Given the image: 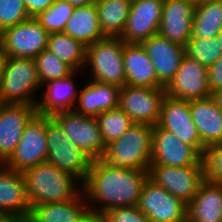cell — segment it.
Here are the masks:
<instances>
[{"label":"cell","mask_w":222,"mask_h":222,"mask_svg":"<svg viewBox=\"0 0 222 222\" xmlns=\"http://www.w3.org/2000/svg\"><path fill=\"white\" fill-rule=\"evenodd\" d=\"M148 172L115 167L103 159L93 160L85 181L81 184L86 200L102 203L90 208L97 221L106 211L116 207L137 206Z\"/></svg>","instance_id":"cell-1"},{"label":"cell","mask_w":222,"mask_h":222,"mask_svg":"<svg viewBox=\"0 0 222 222\" xmlns=\"http://www.w3.org/2000/svg\"><path fill=\"white\" fill-rule=\"evenodd\" d=\"M31 208L75 198L82 190L75 186V177L45 161L22 172ZM78 190V191H77Z\"/></svg>","instance_id":"cell-2"},{"label":"cell","mask_w":222,"mask_h":222,"mask_svg":"<svg viewBox=\"0 0 222 222\" xmlns=\"http://www.w3.org/2000/svg\"><path fill=\"white\" fill-rule=\"evenodd\" d=\"M153 126L134 123L106 146L103 160L112 166L148 172L151 164Z\"/></svg>","instance_id":"cell-3"},{"label":"cell","mask_w":222,"mask_h":222,"mask_svg":"<svg viewBox=\"0 0 222 222\" xmlns=\"http://www.w3.org/2000/svg\"><path fill=\"white\" fill-rule=\"evenodd\" d=\"M46 134V161L83 183L94 159L70 141L51 115H46Z\"/></svg>","instance_id":"cell-4"},{"label":"cell","mask_w":222,"mask_h":222,"mask_svg":"<svg viewBox=\"0 0 222 222\" xmlns=\"http://www.w3.org/2000/svg\"><path fill=\"white\" fill-rule=\"evenodd\" d=\"M40 87L34 58L6 57L0 80V95L5 104L37 106L33 94Z\"/></svg>","instance_id":"cell-5"},{"label":"cell","mask_w":222,"mask_h":222,"mask_svg":"<svg viewBox=\"0 0 222 222\" xmlns=\"http://www.w3.org/2000/svg\"><path fill=\"white\" fill-rule=\"evenodd\" d=\"M124 44L120 37H105L86 47L85 68L91 66L92 80L119 87L126 85Z\"/></svg>","instance_id":"cell-6"},{"label":"cell","mask_w":222,"mask_h":222,"mask_svg":"<svg viewBox=\"0 0 222 222\" xmlns=\"http://www.w3.org/2000/svg\"><path fill=\"white\" fill-rule=\"evenodd\" d=\"M46 115L35 113L26 123L15 152L4 163L12 170L23 172L46 161Z\"/></svg>","instance_id":"cell-7"},{"label":"cell","mask_w":222,"mask_h":222,"mask_svg":"<svg viewBox=\"0 0 222 222\" xmlns=\"http://www.w3.org/2000/svg\"><path fill=\"white\" fill-rule=\"evenodd\" d=\"M48 37L41 24L30 18L0 33V49L6 57L35 58L47 48Z\"/></svg>","instance_id":"cell-8"},{"label":"cell","mask_w":222,"mask_h":222,"mask_svg":"<svg viewBox=\"0 0 222 222\" xmlns=\"http://www.w3.org/2000/svg\"><path fill=\"white\" fill-rule=\"evenodd\" d=\"M165 96V88L124 85L120 88L118 106L133 123L155 126Z\"/></svg>","instance_id":"cell-9"},{"label":"cell","mask_w":222,"mask_h":222,"mask_svg":"<svg viewBox=\"0 0 222 222\" xmlns=\"http://www.w3.org/2000/svg\"><path fill=\"white\" fill-rule=\"evenodd\" d=\"M148 177L187 205L205 181L203 165L174 167L150 164Z\"/></svg>","instance_id":"cell-10"},{"label":"cell","mask_w":222,"mask_h":222,"mask_svg":"<svg viewBox=\"0 0 222 222\" xmlns=\"http://www.w3.org/2000/svg\"><path fill=\"white\" fill-rule=\"evenodd\" d=\"M51 117L63 128L73 144L94 160L103 158L106 147L96 117L84 116L74 110L59 111Z\"/></svg>","instance_id":"cell-11"},{"label":"cell","mask_w":222,"mask_h":222,"mask_svg":"<svg viewBox=\"0 0 222 222\" xmlns=\"http://www.w3.org/2000/svg\"><path fill=\"white\" fill-rule=\"evenodd\" d=\"M137 207L150 222H182L187 218V204L149 177L143 184Z\"/></svg>","instance_id":"cell-12"},{"label":"cell","mask_w":222,"mask_h":222,"mask_svg":"<svg viewBox=\"0 0 222 222\" xmlns=\"http://www.w3.org/2000/svg\"><path fill=\"white\" fill-rule=\"evenodd\" d=\"M157 126L172 132L179 140L191 145L202 156L205 146L192 120L190 101L166 95L161 105Z\"/></svg>","instance_id":"cell-13"},{"label":"cell","mask_w":222,"mask_h":222,"mask_svg":"<svg viewBox=\"0 0 222 222\" xmlns=\"http://www.w3.org/2000/svg\"><path fill=\"white\" fill-rule=\"evenodd\" d=\"M202 156L191 146L165 129L153 126L151 164L183 167L203 165Z\"/></svg>","instance_id":"cell-14"},{"label":"cell","mask_w":222,"mask_h":222,"mask_svg":"<svg viewBox=\"0 0 222 222\" xmlns=\"http://www.w3.org/2000/svg\"><path fill=\"white\" fill-rule=\"evenodd\" d=\"M166 95L180 100H198L213 96L208 86L207 69L185 55L173 80L165 88Z\"/></svg>","instance_id":"cell-15"},{"label":"cell","mask_w":222,"mask_h":222,"mask_svg":"<svg viewBox=\"0 0 222 222\" xmlns=\"http://www.w3.org/2000/svg\"><path fill=\"white\" fill-rule=\"evenodd\" d=\"M164 0H132L125 30L120 37L125 43L140 44L158 34Z\"/></svg>","instance_id":"cell-16"},{"label":"cell","mask_w":222,"mask_h":222,"mask_svg":"<svg viewBox=\"0 0 222 222\" xmlns=\"http://www.w3.org/2000/svg\"><path fill=\"white\" fill-rule=\"evenodd\" d=\"M140 44L155 68L159 88H166L180 67L181 60L185 56V47L169 41L159 33Z\"/></svg>","instance_id":"cell-17"},{"label":"cell","mask_w":222,"mask_h":222,"mask_svg":"<svg viewBox=\"0 0 222 222\" xmlns=\"http://www.w3.org/2000/svg\"><path fill=\"white\" fill-rule=\"evenodd\" d=\"M37 112L34 105L5 104L0 111V163L15 152L26 123Z\"/></svg>","instance_id":"cell-18"},{"label":"cell","mask_w":222,"mask_h":222,"mask_svg":"<svg viewBox=\"0 0 222 222\" xmlns=\"http://www.w3.org/2000/svg\"><path fill=\"white\" fill-rule=\"evenodd\" d=\"M195 6L187 0H164L158 33L185 47L192 36Z\"/></svg>","instance_id":"cell-19"},{"label":"cell","mask_w":222,"mask_h":222,"mask_svg":"<svg viewBox=\"0 0 222 222\" xmlns=\"http://www.w3.org/2000/svg\"><path fill=\"white\" fill-rule=\"evenodd\" d=\"M30 211L22 172L0 163V212L10 218H28Z\"/></svg>","instance_id":"cell-20"},{"label":"cell","mask_w":222,"mask_h":222,"mask_svg":"<svg viewBox=\"0 0 222 222\" xmlns=\"http://www.w3.org/2000/svg\"><path fill=\"white\" fill-rule=\"evenodd\" d=\"M83 199H85V195L81 190L70 201L46 203L32 207L28 219L31 222H95L90 205L88 206L86 203L87 200L84 203Z\"/></svg>","instance_id":"cell-21"},{"label":"cell","mask_w":222,"mask_h":222,"mask_svg":"<svg viewBox=\"0 0 222 222\" xmlns=\"http://www.w3.org/2000/svg\"><path fill=\"white\" fill-rule=\"evenodd\" d=\"M120 88L117 85L90 80L79 91L78 103L73 110L84 116L97 117L104 111L118 106Z\"/></svg>","instance_id":"cell-22"},{"label":"cell","mask_w":222,"mask_h":222,"mask_svg":"<svg viewBox=\"0 0 222 222\" xmlns=\"http://www.w3.org/2000/svg\"><path fill=\"white\" fill-rule=\"evenodd\" d=\"M192 120L197 127L202 144L206 147L222 142V110L216 99L191 100Z\"/></svg>","instance_id":"cell-23"},{"label":"cell","mask_w":222,"mask_h":222,"mask_svg":"<svg viewBox=\"0 0 222 222\" xmlns=\"http://www.w3.org/2000/svg\"><path fill=\"white\" fill-rule=\"evenodd\" d=\"M123 64L126 85L159 88L155 68L141 44H124Z\"/></svg>","instance_id":"cell-24"},{"label":"cell","mask_w":222,"mask_h":222,"mask_svg":"<svg viewBox=\"0 0 222 222\" xmlns=\"http://www.w3.org/2000/svg\"><path fill=\"white\" fill-rule=\"evenodd\" d=\"M77 71L63 79L51 80L44 84L45 88L42 99L36 106L37 113L52 115L59 111L73 110L78 98L77 88L74 84V78ZM75 104V105H74Z\"/></svg>","instance_id":"cell-25"},{"label":"cell","mask_w":222,"mask_h":222,"mask_svg":"<svg viewBox=\"0 0 222 222\" xmlns=\"http://www.w3.org/2000/svg\"><path fill=\"white\" fill-rule=\"evenodd\" d=\"M191 222H222V184L205 180L187 205Z\"/></svg>","instance_id":"cell-26"},{"label":"cell","mask_w":222,"mask_h":222,"mask_svg":"<svg viewBox=\"0 0 222 222\" xmlns=\"http://www.w3.org/2000/svg\"><path fill=\"white\" fill-rule=\"evenodd\" d=\"M63 32L80 41L86 47L105 38L100 29L95 3L84 7H75Z\"/></svg>","instance_id":"cell-27"},{"label":"cell","mask_w":222,"mask_h":222,"mask_svg":"<svg viewBox=\"0 0 222 222\" xmlns=\"http://www.w3.org/2000/svg\"><path fill=\"white\" fill-rule=\"evenodd\" d=\"M132 0H96L100 29L105 37H121Z\"/></svg>","instance_id":"cell-28"},{"label":"cell","mask_w":222,"mask_h":222,"mask_svg":"<svg viewBox=\"0 0 222 222\" xmlns=\"http://www.w3.org/2000/svg\"><path fill=\"white\" fill-rule=\"evenodd\" d=\"M221 30L222 0H204L196 4L191 37L216 38Z\"/></svg>","instance_id":"cell-29"},{"label":"cell","mask_w":222,"mask_h":222,"mask_svg":"<svg viewBox=\"0 0 222 222\" xmlns=\"http://www.w3.org/2000/svg\"><path fill=\"white\" fill-rule=\"evenodd\" d=\"M46 49L75 71L81 70L82 67L85 68L86 46L64 32L49 34Z\"/></svg>","instance_id":"cell-30"},{"label":"cell","mask_w":222,"mask_h":222,"mask_svg":"<svg viewBox=\"0 0 222 222\" xmlns=\"http://www.w3.org/2000/svg\"><path fill=\"white\" fill-rule=\"evenodd\" d=\"M96 119L105 147L121 137L134 124L119 106L104 111Z\"/></svg>","instance_id":"cell-31"},{"label":"cell","mask_w":222,"mask_h":222,"mask_svg":"<svg viewBox=\"0 0 222 222\" xmlns=\"http://www.w3.org/2000/svg\"><path fill=\"white\" fill-rule=\"evenodd\" d=\"M34 59L42 87L51 80L66 78L75 71L71 66L60 60L54 53L47 49H44Z\"/></svg>","instance_id":"cell-32"},{"label":"cell","mask_w":222,"mask_h":222,"mask_svg":"<svg viewBox=\"0 0 222 222\" xmlns=\"http://www.w3.org/2000/svg\"><path fill=\"white\" fill-rule=\"evenodd\" d=\"M75 7L66 0H54L45 11L34 17L49 33L63 32L66 22L72 16Z\"/></svg>","instance_id":"cell-33"},{"label":"cell","mask_w":222,"mask_h":222,"mask_svg":"<svg viewBox=\"0 0 222 222\" xmlns=\"http://www.w3.org/2000/svg\"><path fill=\"white\" fill-rule=\"evenodd\" d=\"M185 55L198 61L206 69L222 56V49L216 38L191 37L185 46Z\"/></svg>","instance_id":"cell-34"},{"label":"cell","mask_w":222,"mask_h":222,"mask_svg":"<svg viewBox=\"0 0 222 222\" xmlns=\"http://www.w3.org/2000/svg\"><path fill=\"white\" fill-rule=\"evenodd\" d=\"M201 159L205 180L222 184V142L206 146Z\"/></svg>","instance_id":"cell-35"},{"label":"cell","mask_w":222,"mask_h":222,"mask_svg":"<svg viewBox=\"0 0 222 222\" xmlns=\"http://www.w3.org/2000/svg\"><path fill=\"white\" fill-rule=\"evenodd\" d=\"M29 19L23 0H0V33Z\"/></svg>","instance_id":"cell-36"},{"label":"cell","mask_w":222,"mask_h":222,"mask_svg":"<svg viewBox=\"0 0 222 222\" xmlns=\"http://www.w3.org/2000/svg\"><path fill=\"white\" fill-rule=\"evenodd\" d=\"M97 222H150V220L137 206H127L106 211Z\"/></svg>","instance_id":"cell-37"},{"label":"cell","mask_w":222,"mask_h":222,"mask_svg":"<svg viewBox=\"0 0 222 222\" xmlns=\"http://www.w3.org/2000/svg\"><path fill=\"white\" fill-rule=\"evenodd\" d=\"M208 86L213 94L219 88H222V56L207 69Z\"/></svg>","instance_id":"cell-38"},{"label":"cell","mask_w":222,"mask_h":222,"mask_svg":"<svg viewBox=\"0 0 222 222\" xmlns=\"http://www.w3.org/2000/svg\"><path fill=\"white\" fill-rule=\"evenodd\" d=\"M30 18L36 17L39 13L50 7L54 0H23Z\"/></svg>","instance_id":"cell-39"},{"label":"cell","mask_w":222,"mask_h":222,"mask_svg":"<svg viewBox=\"0 0 222 222\" xmlns=\"http://www.w3.org/2000/svg\"><path fill=\"white\" fill-rule=\"evenodd\" d=\"M73 7H84L95 3L96 0H66Z\"/></svg>","instance_id":"cell-40"},{"label":"cell","mask_w":222,"mask_h":222,"mask_svg":"<svg viewBox=\"0 0 222 222\" xmlns=\"http://www.w3.org/2000/svg\"><path fill=\"white\" fill-rule=\"evenodd\" d=\"M213 97L216 99L218 105L222 110V88H219L216 92H214Z\"/></svg>","instance_id":"cell-41"},{"label":"cell","mask_w":222,"mask_h":222,"mask_svg":"<svg viewBox=\"0 0 222 222\" xmlns=\"http://www.w3.org/2000/svg\"><path fill=\"white\" fill-rule=\"evenodd\" d=\"M6 56L3 54L2 50L0 49V80H1V75L3 71V65L5 62Z\"/></svg>","instance_id":"cell-42"},{"label":"cell","mask_w":222,"mask_h":222,"mask_svg":"<svg viewBox=\"0 0 222 222\" xmlns=\"http://www.w3.org/2000/svg\"><path fill=\"white\" fill-rule=\"evenodd\" d=\"M4 222H25V218H10V217H8Z\"/></svg>","instance_id":"cell-43"},{"label":"cell","mask_w":222,"mask_h":222,"mask_svg":"<svg viewBox=\"0 0 222 222\" xmlns=\"http://www.w3.org/2000/svg\"><path fill=\"white\" fill-rule=\"evenodd\" d=\"M217 42L220 44V49H222V30L216 37Z\"/></svg>","instance_id":"cell-44"},{"label":"cell","mask_w":222,"mask_h":222,"mask_svg":"<svg viewBox=\"0 0 222 222\" xmlns=\"http://www.w3.org/2000/svg\"><path fill=\"white\" fill-rule=\"evenodd\" d=\"M8 217L0 212V222H4Z\"/></svg>","instance_id":"cell-45"},{"label":"cell","mask_w":222,"mask_h":222,"mask_svg":"<svg viewBox=\"0 0 222 222\" xmlns=\"http://www.w3.org/2000/svg\"><path fill=\"white\" fill-rule=\"evenodd\" d=\"M187 1H191L192 3L196 5V4L202 3L204 0H187Z\"/></svg>","instance_id":"cell-46"},{"label":"cell","mask_w":222,"mask_h":222,"mask_svg":"<svg viewBox=\"0 0 222 222\" xmlns=\"http://www.w3.org/2000/svg\"><path fill=\"white\" fill-rule=\"evenodd\" d=\"M5 105L2 96L0 95V111L2 109V107Z\"/></svg>","instance_id":"cell-47"},{"label":"cell","mask_w":222,"mask_h":222,"mask_svg":"<svg viewBox=\"0 0 222 222\" xmlns=\"http://www.w3.org/2000/svg\"><path fill=\"white\" fill-rule=\"evenodd\" d=\"M182 222H191L188 218H186L185 220H183Z\"/></svg>","instance_id":"cell-48"},{"label":"cell","mask_w":222,"mask_h":222,"mask_svg":"<svg viewBox=\"0 0 222 222\" xmlns=\"http://www.w3.org/2000/svg\"><path fill=\"white\" fill-rule=\"evenodd\" d=\"M25 222H31L28 218H25Z\"/></svg>","instance_id":"cell-49"}]
</instances>
